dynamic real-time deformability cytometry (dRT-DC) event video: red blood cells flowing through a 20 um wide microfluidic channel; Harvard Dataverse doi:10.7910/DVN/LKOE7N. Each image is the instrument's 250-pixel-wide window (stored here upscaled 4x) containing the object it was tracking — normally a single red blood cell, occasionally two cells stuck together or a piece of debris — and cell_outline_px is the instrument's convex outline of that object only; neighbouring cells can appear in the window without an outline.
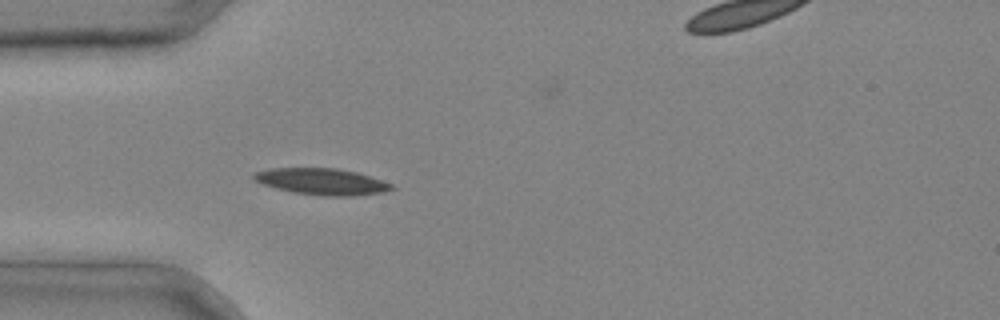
{"species": "common noctule bat (a hibernating species)", "species_latin": "Nyctalus noctula", "temperature_condition": "cold", "stored_images_in_passage": 4, "segment_of_instrument_passage": [1, 2], "camera_frame_rate_fps": 3000, "um_per_image_px": 0.085, "animal": {"sex": "male", "body_mass_g": 20.4}, "frame": {"image": 1, "passage_image": 3, "time_ms": 0.667, "image_size_px": [1000, 320], "cell_outline_px": [[396, 188], [384, 192], [352, 196], [324, 196], [292, 192], [276, 188], [252, 180], [252, 176], [256, 172], [268, 168], [336, 168], [356, 172], [392, 184]], "centroid_in_image_um": [27.33, 15.43], "position_along_channel_um": 57.7, "area_um2": 21.15}}